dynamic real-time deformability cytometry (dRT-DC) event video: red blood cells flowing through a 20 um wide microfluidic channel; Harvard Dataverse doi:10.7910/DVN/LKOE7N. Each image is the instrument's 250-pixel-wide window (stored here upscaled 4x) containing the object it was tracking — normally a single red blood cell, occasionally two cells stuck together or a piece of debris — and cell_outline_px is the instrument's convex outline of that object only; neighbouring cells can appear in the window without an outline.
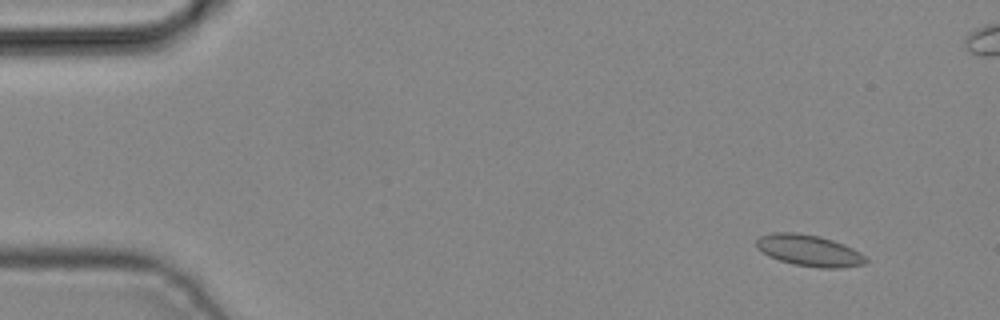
{"species": "common noctule bat (a hibernating species)", "species_latin": "Nyctalus noctula", "temperature_condition": "cold", "stored_images_in_passage": 5, "camera_frame_rate_fps": 3000, "um_per_image_px": 0.085, "animal": {"sex": "male", "body_mass_g": 19.2, "forearm_length_mm": 51.8}, "frame": {"image": 1, "passage_image": 1, "time_ms": 0.0, "image_size_px": [1000, 320], "cell_outline_px": [[868, 260], [864, 264], [840, 268], [820, 268], [792, 264], [768, 256], [756, 248], [756, 240], [760, 236], [772, 232], [796, 232], [820, 236], [844, 244], [860, 252]], "centroid_in_image_um": [68.75, 21.29], "position_along_channel_um": 16.2, "area_um2": 20.11}}